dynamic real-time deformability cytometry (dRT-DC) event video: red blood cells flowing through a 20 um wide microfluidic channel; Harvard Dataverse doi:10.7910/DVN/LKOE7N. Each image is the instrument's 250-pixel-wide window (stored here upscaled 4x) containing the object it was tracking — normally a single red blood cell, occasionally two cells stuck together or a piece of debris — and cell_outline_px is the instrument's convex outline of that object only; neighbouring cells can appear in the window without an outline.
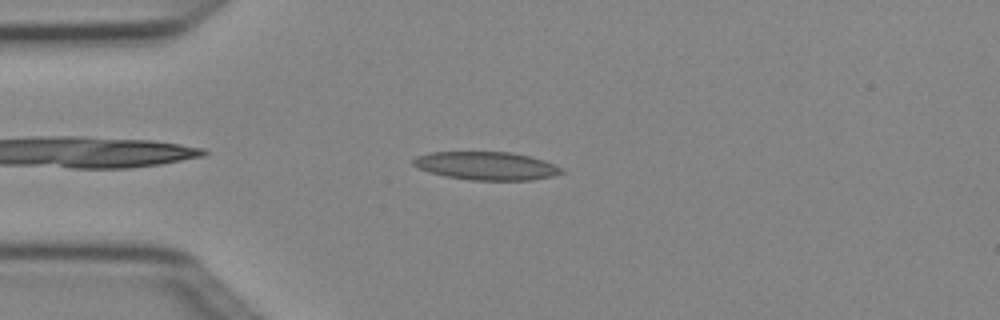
{"species": "Egyptian fruit bat (a non-hibernating species)", "species_latin": "Rousettus aegyptiacus", "temperature_condition": "cold", "stored_images_in_passage": 6, "camera_frame_rate_fps": 3000, "um_per_image_px": 0.085, "animal": {"sex": "female"}, "frame": {"image": 1, "passage_image": 3, "time_ms": 0.667, "image_size_px": [1000, 320], "cell_outline_px": [[564, 172], [552, 176], [532, 180], [472, 180], [444, 176], [428, 172], [412, 164], [412, 160], [416, 156], [428, 152], [512, 152], [532, 156], [544, 160], [564, 168]], "centroid_in_image_um": [41.36, 14.09], "position_along_channel_um": 43.6, "area_um2": 24.57}}
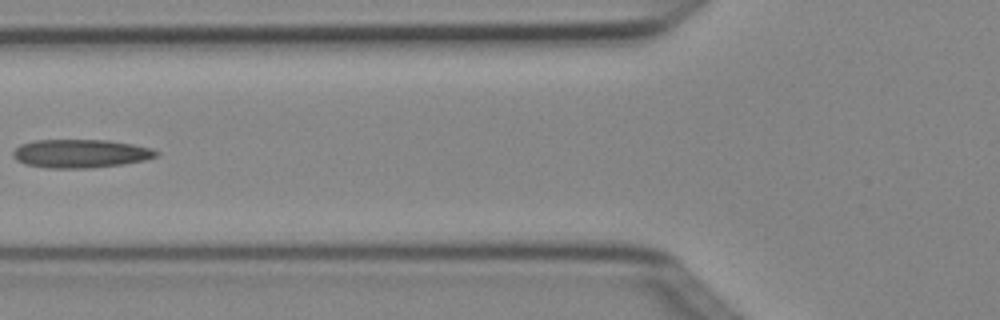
{"frame": {"image": 2, "passage_image": 5, "time_ms": 1.333, "image_size_px": [1000, 320], "cell_outline_px": [[160, 152], [156, 156], [144, 160], [124, 164], [88, 168], [44, 168], [24, 164], [16, 160], [12, 156], [12, 152], [20, 144], [36, 140], [108, 140], [132, 144], [152, 148]], "centroid_in_image_um": [6.82, 13.05], "position_along_channel_um": 119.0, "area_um2": 23.87}}
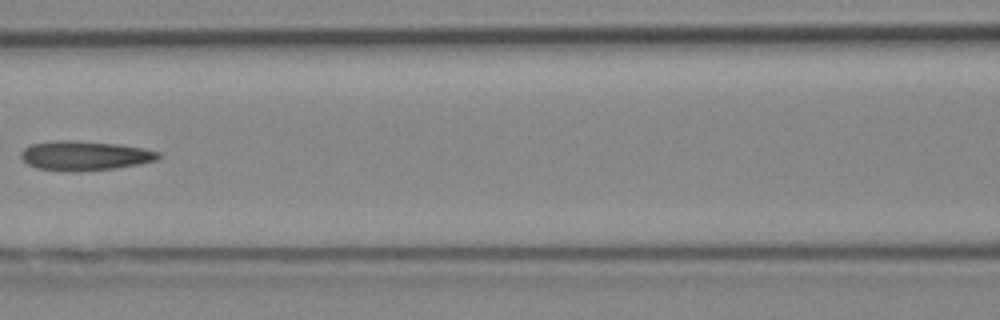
{"frame": {"image": 3, "passage_image": 6, "time_ms": 1.667, "image_size_px": [1000, 320], "cell_outline_px": [[160, 156], [156, 160], [140, 164], [112, 168], [72, 172], [36, 168], [28, 164], [20, 156], [20, 152], [24, 148], [32, 144], [56, 140], [76, 140], [116, 144], [140, 148], [160, 152]], "centroid_in_image_um": [7.16, 13.23], "position_along_channel_um": 159.4, "area_um2": 23.41}}